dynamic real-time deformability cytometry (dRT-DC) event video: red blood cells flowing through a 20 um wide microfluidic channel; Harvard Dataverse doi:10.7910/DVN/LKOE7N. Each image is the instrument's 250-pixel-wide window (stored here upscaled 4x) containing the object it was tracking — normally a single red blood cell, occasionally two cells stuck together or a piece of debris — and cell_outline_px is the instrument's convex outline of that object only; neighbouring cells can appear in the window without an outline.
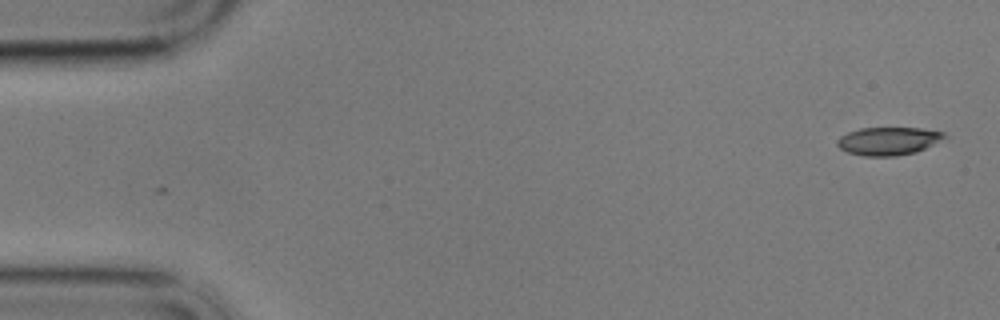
{"species": "common noctule bat (a hibernating species)", "species_latin": "Nyctalus noctula", "temperature_condition": "cold", "stored_images_in_passage": 2, "camera_frame_rate_fps": 3000, "um_per_image_px": 0.085, "animal": {"sex": "male", "body_mass_g": 17.9}, "frame": {"image": 1, "passage_image": 1, "time_ms": 0.0, "image_size_px": [1000, 320], "cell_outline_px": [[948, 136], [916, 152], [896, 156], [864, 156], [848, 152], [840, 148], [836, 144], [836, 140], [840, 136], [848, 132], [860, 128], [920, 128], [944, 132]], "centroid_in_image_um": [75.48, 11.98], "position_along_channel_um": 9.5, "area_um2": 17.4}}